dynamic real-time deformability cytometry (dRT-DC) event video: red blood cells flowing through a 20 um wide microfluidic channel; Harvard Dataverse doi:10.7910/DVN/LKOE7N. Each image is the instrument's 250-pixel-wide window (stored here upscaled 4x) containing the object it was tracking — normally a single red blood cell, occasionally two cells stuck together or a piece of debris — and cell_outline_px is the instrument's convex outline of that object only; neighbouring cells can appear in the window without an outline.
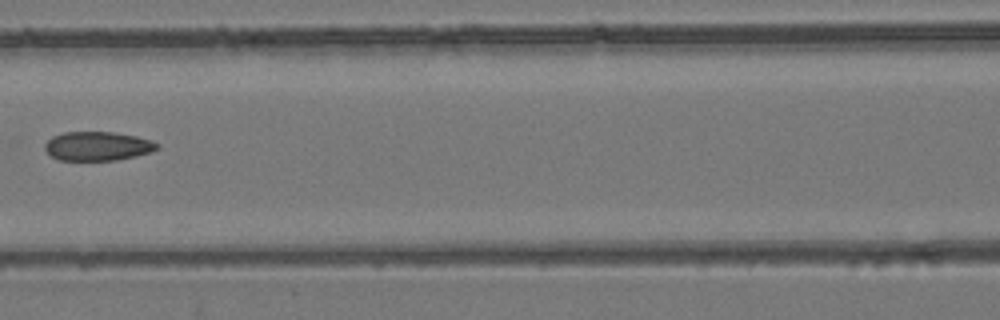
{"species": "common noctule bat (a hibernating species)", "species_latin": "Nyctalus noctula", "temperature_condition": "room temperature", "stored_images_in_passage": 7, "camera_frame_rate_fps": 3000, "um_per_image_px": 0.085, "animal": {"sex": "female", "body_mass_g": 24.6, "forearm_length_mm": 56.2}, "frame": {"image": 1, "passage_image": 7, "time_ms": 2.0, "image_size_px": [1000, 320], "cell_outline_px": [[160, 148], [152, 152], [136, 156], [116, 160], [60, 160], [52, 156], [44, 148], [44, 144], [52, 136], [64, 132], [112, 132], [136, 136], [152, 140], [160, 144]], "centroid_in_image_um": [8.34, 12.42], "position_along_channel_um": 158.3, "area_um2": 19.07}}